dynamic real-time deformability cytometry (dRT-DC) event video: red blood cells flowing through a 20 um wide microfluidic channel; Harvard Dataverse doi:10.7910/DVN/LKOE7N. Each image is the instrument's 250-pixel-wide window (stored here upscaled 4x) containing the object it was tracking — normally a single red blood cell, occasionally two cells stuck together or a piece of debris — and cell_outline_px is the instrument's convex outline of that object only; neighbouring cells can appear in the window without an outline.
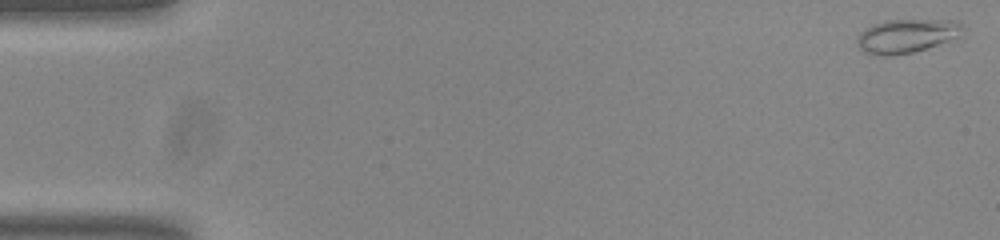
{"species": "common noctule bat (a hibernating species)", "species_latin": "Nyctalus noctula", "temperature_condition": "room temperature", "stored_images_in_passage": 17, "camera_frame_rate_fps": 3000, "um_per_image_px": 0.085, "animal": {"sex": "male", "body_mass_g": 20.0, "forearm_length_mm": 53.3}, "frame": {"image": 1, "passage_image": 1, "time_ms": 0.0, "image_size_px": [1000, 240], "cell_outline_px": [[964, 28], [960, 36], [912, 52], [892, 56], [880, 56], [864, 52], [856, 44], [856, 36], [864, 28], [872, 24], [884, 20], [956, 20], [964, 24]], "centroid_in_image_um": [77.01, 3.04], "position_along_channel_um": 8.0, "area_um2": 20.92}}